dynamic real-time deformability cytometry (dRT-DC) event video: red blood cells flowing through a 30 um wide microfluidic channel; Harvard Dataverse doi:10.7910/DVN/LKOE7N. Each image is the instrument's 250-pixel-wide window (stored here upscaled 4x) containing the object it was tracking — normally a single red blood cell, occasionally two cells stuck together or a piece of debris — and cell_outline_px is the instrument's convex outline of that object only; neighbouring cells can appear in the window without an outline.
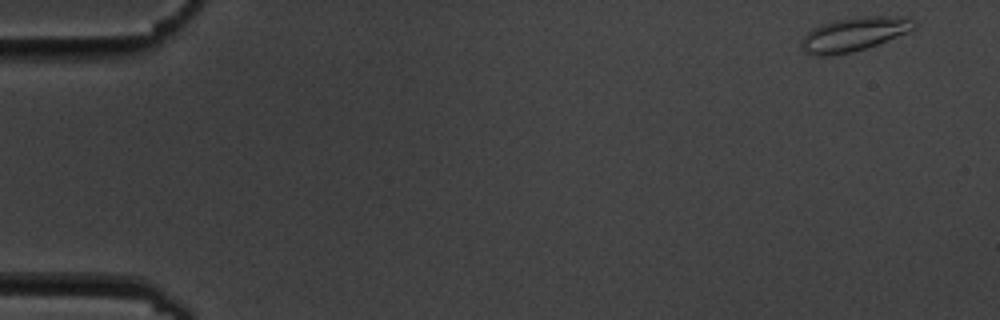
{"species": "common noctule bat (a hibernating species)", "species_latin": "Nyctalus noctula", "temperature_condition": "cold", "stored_images_in_passage": 5, "camera_frame_rate_fps": 3000, "um_per_image_px": 0.085, "animal": {"sex": "male", "body_mass_g": 19.5, "forearm_length_mm": 54.6}, "frame": {"image": 1, "passage_image": 1, "time_ms": 0.0, "image_size_px": [1000, 320], "cell_outline_px": [[916, 28], [908, 32], [876, 44], [852, 52], [832, 56], [820, 56], [804, 52], [800, 48], [800, 40], [812, 28], [836, 20], [860, 16], [908, 16], [916, 24]], "centroid_in_image_um": [72.58, 2.91], "position_along_channel_um": 12.4, "area_um2": 22.25}}
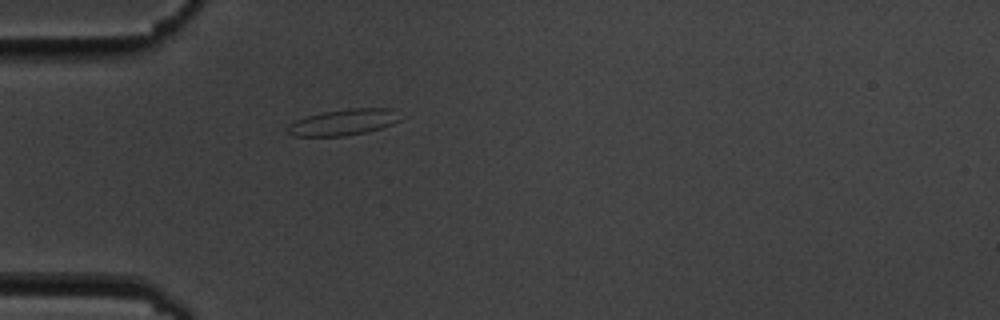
{"frame": {"image": 2, "passage_image": 5, "time_ms": 4.667, "image_size_px": [1000, 320], "cell_outline_px": [[408, 116], [392, 124], [368, 132], [344, 136], [292, 136], [288, 132], [288, 128], [296, 120], [308, 116], [324, 112], [348, 108], [396, 108]], "centroid_in_image_um": [29.37, 10.37], "position_along_channel_um": 55.6, "area_um2": 17.46}}